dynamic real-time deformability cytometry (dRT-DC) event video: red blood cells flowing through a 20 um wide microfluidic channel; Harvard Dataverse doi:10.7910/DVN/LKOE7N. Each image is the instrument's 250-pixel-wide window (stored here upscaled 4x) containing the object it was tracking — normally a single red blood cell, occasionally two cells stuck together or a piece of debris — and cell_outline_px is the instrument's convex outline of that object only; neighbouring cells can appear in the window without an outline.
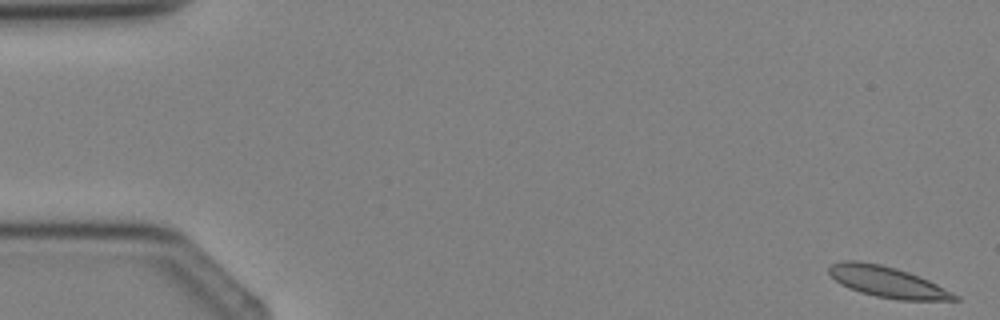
{"species": "Egyptian fruit bat (a non-hibernating species)", "species_latin": "Rousettus aegyptiacus", "temperature_condition": "cold", "stored_images_in_passage": 5, "camera_frame_rate_fps": 3000, "um_per_image_px": 0.085, "animal": {"sex": "female"}, "frame": {"image": 1, "passage_image": 1, "time_ms": 0.0, "image_size_px": [1000, 320], "cell_outline_px": [[960, 300], [896, 300], [876, 296], [860, 292], [848, 288], [840, 284], [828, 272], [828, 268], [832, 264], [844, 260], [860, 260], [880, 264], [896, 268], [920, 276], [960, 296]], "centroid_in_image_um": [75.42, 23.96], "position_along_channel_um": 9.6, "area_um2": 22.66}}
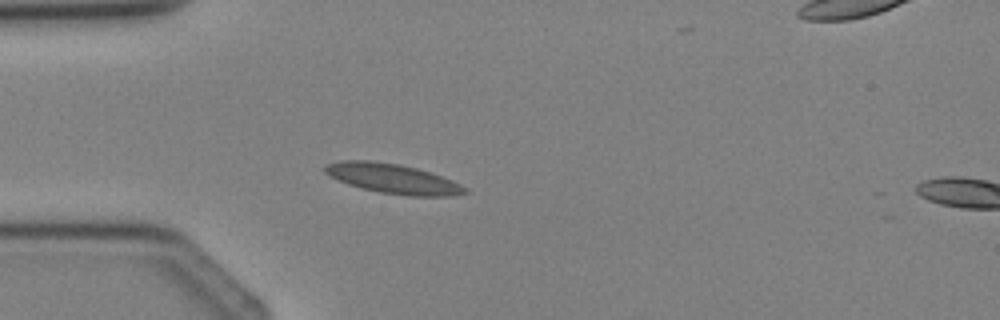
{"frame": {"image": 2, "passage_image": 4, "time_ms": 3.333, "image_size_px": [1000, 320], "cell_outline_px": [[468, 192], [452, 196], [408, 196], [380, 192], [348, 184], [328, 176], [324, 172], [324, 164], [340, 160], [372, 160], [400, 164], [416, 168], [452, 180], [468, 188]], "centroid_in_image_um": [33.36, 15.17], "position_along_channel_um": 51.6, "area_um2": 24.28}}